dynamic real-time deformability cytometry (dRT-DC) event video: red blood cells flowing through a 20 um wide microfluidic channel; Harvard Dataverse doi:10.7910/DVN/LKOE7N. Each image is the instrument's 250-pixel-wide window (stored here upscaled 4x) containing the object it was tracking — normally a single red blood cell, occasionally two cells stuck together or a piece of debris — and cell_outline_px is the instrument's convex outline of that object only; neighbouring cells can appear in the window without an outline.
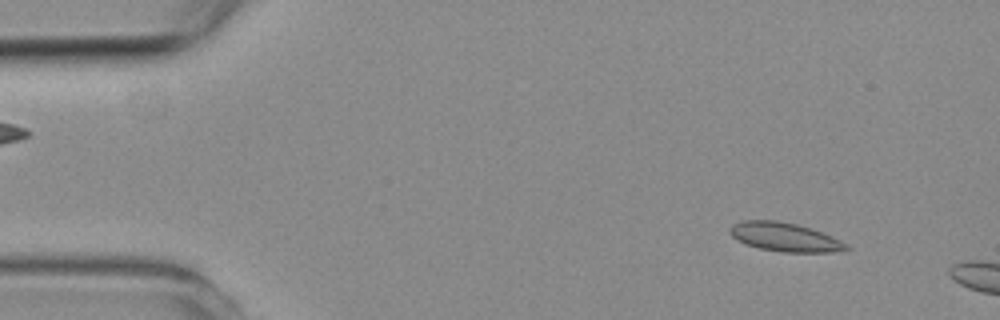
{"species": "common noctule bat (a hibernating species)", "species_latin": "Nyctalus noctula", "temperature_condition": "room temperature", "stored_images_in_passage": 2, "segment_of_instrument_passage": [2, 2], "camera_frame_rate_fps": 3000, "um_per_image_px": 0.085, "animal": {"sex": "female", "body_mass_g": 19.3, "forearm_length_mm": 54.1}, "frame": {"image": 1, "passage_image": 2, "time_ms": 2.333, "image_size_px": [1000, 320], "cell_outline_px": [[852, 248], [832, 252], [780, 252], [760, 248], [744, 244], [732, 236], [728, 232], [728, 228], [732, 224], [740, 220], [776, 220], [796, 224], [812, 228], [832, 236], [848, 244]], "centroid_in_image_um": [66.68, 20.14], "position_along_channel_um": 18.3, "area_um2": 19.77}}